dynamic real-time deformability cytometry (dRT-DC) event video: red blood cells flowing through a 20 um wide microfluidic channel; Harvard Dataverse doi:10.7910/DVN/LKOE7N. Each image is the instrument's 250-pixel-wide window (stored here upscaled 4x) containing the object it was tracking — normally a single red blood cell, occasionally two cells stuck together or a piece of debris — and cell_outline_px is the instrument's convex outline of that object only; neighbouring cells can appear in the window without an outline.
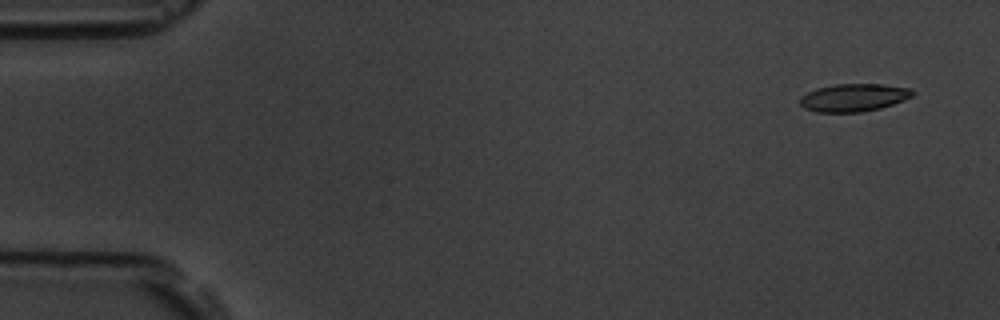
{"species": "common noctule bat (a hibernating species)", "species_latin": "Nyctalus noctula", "temperature_condition": "room temperature", "stored_images_in_passage": 5, "camera_frame_rate_fps": 3000, "um_per_image_px": 0.085, "animal": {"sex": "male", "body_mass_g": 19.5, "forearm_length_mm": 54.6}, "frame": {"image": 1, "passage_image": 1, "time_ms": 0.0, "image_size_px": [1000, 320], "cell_outline_px": [[916, 92], [912, 96], [904, 100], [880, 108], [860, 112], [816, 112], [804, 108], [800, 104], [800, 96], [816, 88], [836, 84], [884, 84], [912, 88]], "centroid_in_image_um": [72.58, 8.28], "position_along_channel_um": 12.4, "area_um2": 18.32}}
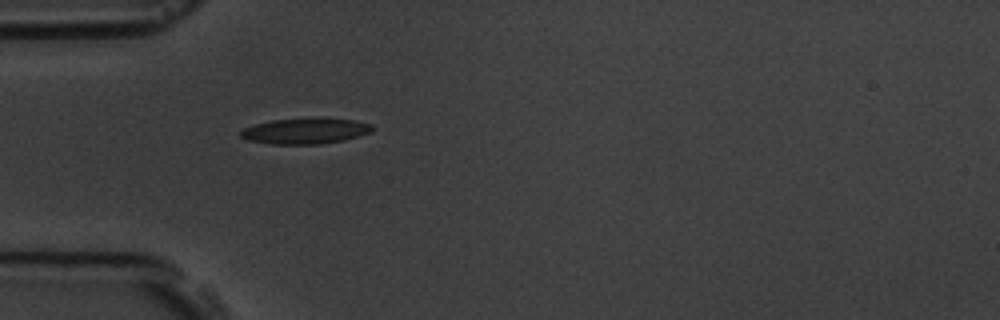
{"frame": {"image": 2, "passage_image": 5, "time_ms": 4.667, "image_size_px": [1000, 320], "cell_outline_px": [[372, 132], [360, 136], [344, 140], [320, 144], [272, 144], [248, 140], [240, 136], [240, 132], [244, 128], [256, 124], [272, 120], [352, 120], [372, 124]], "centroid_in_image_um": [25.94, 11.17], "position_along_channel_um": 59.1, "area_um2": 18.96}}